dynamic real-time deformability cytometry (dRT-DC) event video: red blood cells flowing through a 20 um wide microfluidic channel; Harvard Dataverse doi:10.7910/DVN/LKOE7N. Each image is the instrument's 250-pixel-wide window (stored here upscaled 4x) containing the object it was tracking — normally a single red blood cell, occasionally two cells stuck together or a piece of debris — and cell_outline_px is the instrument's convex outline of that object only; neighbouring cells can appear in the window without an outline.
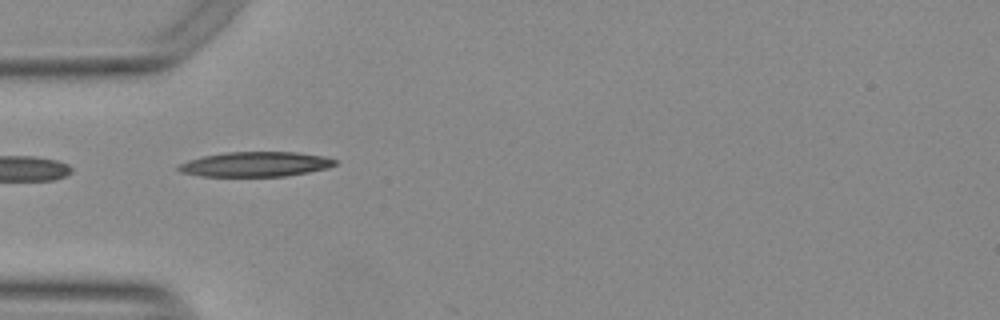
{"species": "Egyptian fruit bat (a non-hibernating species)", "species_latin": "Rousettus aegyptiacus", "temperature_condition": "warm", "stored_images_in_passage": 9, "camera_frame_rate_fps": 3000, "um_per_image_px": 0.085, "animal": {"sex": "female"}, "frame": {"image": 1, "passage_image": 1, "time_ms": 0.0, "image_size_px": [1000, 320], "cell_outline_px": [[336, 164], [328, 168], [308, 172], [284, 176], [200, 176], [180, 172], [176, 168], [176, 164], [188, 160], [204, 156], [224, 152], [296, 152], [324, 156], [336, 160]], "centroid_in_image_um": [21.67, 13.96], "position_along_channel_um": 63.3, "area_um2": 22.72}}
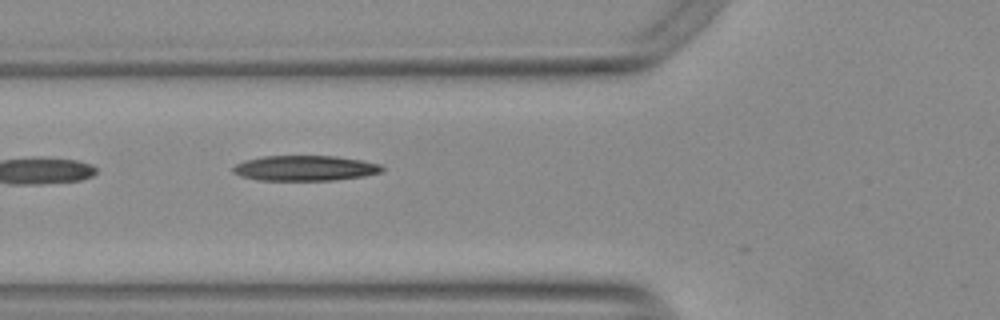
{"frame": {"image": 2, "passage_image": 4, "time_ms": 1.0, "image_size_px": [1000, 320], "cell_outline_px": [[384, 172], [364, 176], [336, 180], [256, 180], [240, 176], [232, 172], [232, 168], [236, 164], [244, 160], [260, 156], [336, 156], [360, 160], [380, 164], [384, 168]], "centroid_in_image_um": [25.91, 14.29], "position_along_channel_um": 99.9, "area_um2": 22.14}}